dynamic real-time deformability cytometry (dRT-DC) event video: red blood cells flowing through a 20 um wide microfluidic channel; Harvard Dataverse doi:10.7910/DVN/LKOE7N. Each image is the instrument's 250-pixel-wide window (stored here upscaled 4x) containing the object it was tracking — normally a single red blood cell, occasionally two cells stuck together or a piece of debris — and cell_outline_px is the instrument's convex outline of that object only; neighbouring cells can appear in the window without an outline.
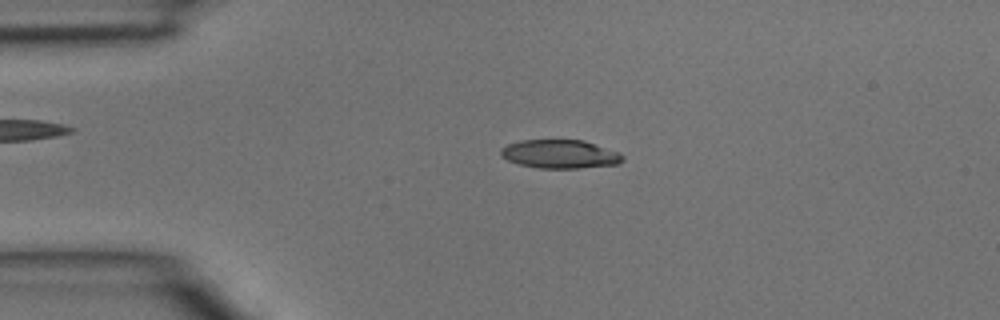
{"species": "common noctule bat (a hibernating species)", "species_latin": "Nyctalus noctula", "temperature_condition": "room temperature", "stored_images_in_passage": 3, "camera_frame_rate_fps": 3000, "um_per_image_px": 0.085, "animal": {"sex": "male", "body_mass_g": 15.6}, "frame": {"image": 1, "passage_image": 2, "time_ms": 0.333, "image_size_px": [1000, 320], "cell_outline_px": [[624, 160], [620, 164], [580, 168], [540, 168], [520, 164], [508, 160], [500, 156], [500, 148], [508, 144], [520, 140], [584, 140], [620, 152], [624, 156]], "centroid_in_image_um": [47.63, 13.09], "position_along_channel_um": 37.4, "area_um2": 20.46}}